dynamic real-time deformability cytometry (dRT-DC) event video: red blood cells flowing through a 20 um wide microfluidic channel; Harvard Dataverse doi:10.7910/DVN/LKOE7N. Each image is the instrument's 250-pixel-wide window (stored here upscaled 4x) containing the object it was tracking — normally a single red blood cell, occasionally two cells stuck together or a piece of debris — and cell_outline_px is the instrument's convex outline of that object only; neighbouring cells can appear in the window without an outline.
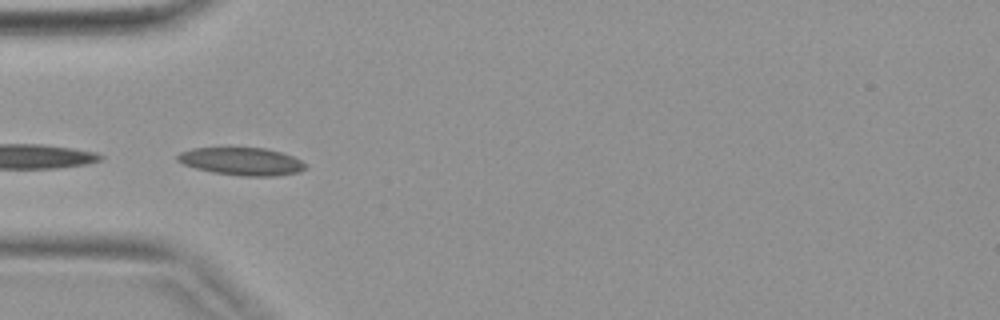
{"species": "common noctule bat (a hibernating species)", "species_latin": "Nyctalus noctula", "temperature_condition": "warm", "stored_images_in_passage": 9, "camera_frame_rate_fps": 3000, "um_per_image_px": 0.085, "animal": {"sex": "female", "body_mass_g": 19.9}, "frame": {"image": 1, "passage_image": 1, "time_ms": 0.0, "image_size_px": [1000, 320], "cell_outline_px": [[308, 164], [300, 172], [276, 176], [244, 176], [212, 172], [196, 168], [184, 164], [176, 160], [176, 156], [180, 152], [192, 148], [264, 148], [280, 152], [292, 156]], "centroid_in_image_um": [20.55, 13.72], "position_along_channel_um": 64.5, "area_um2": 20.58}}